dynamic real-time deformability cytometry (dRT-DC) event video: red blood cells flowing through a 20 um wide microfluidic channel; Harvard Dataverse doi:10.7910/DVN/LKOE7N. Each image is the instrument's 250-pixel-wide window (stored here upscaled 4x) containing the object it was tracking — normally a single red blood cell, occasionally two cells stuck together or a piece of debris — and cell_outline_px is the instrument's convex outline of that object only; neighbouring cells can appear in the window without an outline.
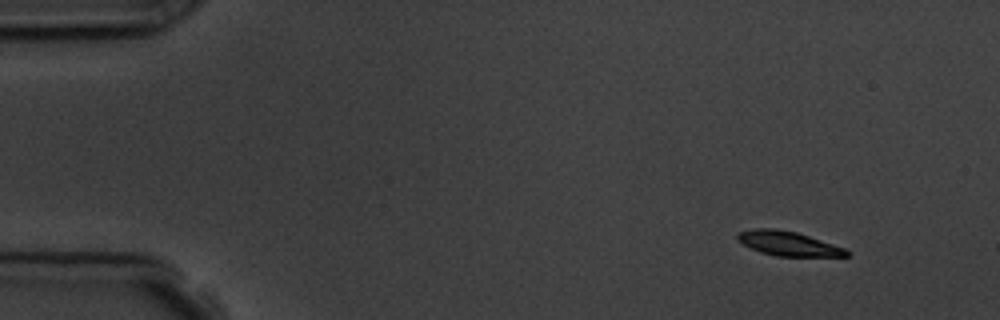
{"species": "common noctule bat (a hibernating species)", "species_latin": "Nyctalus noctula", "temperature_condition": "room temperature", "stored_images_in_passage": 4, "camera_frame_rate_fps": 3000, "um_per_image_px": 0.085, "animal": {"sex": "male", "body_mass_g": 19.5, "forearm_length_mm": 54.6}, "frame": {"image": 1, "passage_image": 1, "time_ms": 0.0, "image_size_px": [1000, 320], "cell_outline_px": [[852, 256], [776, 256], [760, 252], [736, 240], [736, 232], [752, 228], [772, 228], [796, 232], [844, 248], [852, 252]], "centroid_in_image_um": [66.97, 20.7], "position_along_channel_um": 18.0, "area_um2": 15.49}}
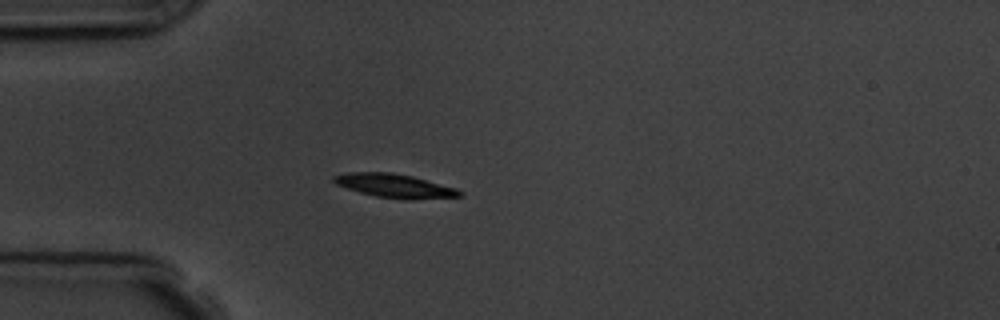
{"frame": {"image": 2, "passage_image": 4, "time_ms": 3.333, "image_size_px": [1000, 320], "cell_outline_px": [[464, 196], [412, 200], [404, 200], [376, 196], [360, 192], [336, 184], [332, 180], [332, 176], [348, 172], [392, 172], [412, 176], [456, 188], [464, 192]], "centroid_in_image_um": [33.58, 15.8], "position_along_channel_um": 51.4, "area_um2": 17.51}}